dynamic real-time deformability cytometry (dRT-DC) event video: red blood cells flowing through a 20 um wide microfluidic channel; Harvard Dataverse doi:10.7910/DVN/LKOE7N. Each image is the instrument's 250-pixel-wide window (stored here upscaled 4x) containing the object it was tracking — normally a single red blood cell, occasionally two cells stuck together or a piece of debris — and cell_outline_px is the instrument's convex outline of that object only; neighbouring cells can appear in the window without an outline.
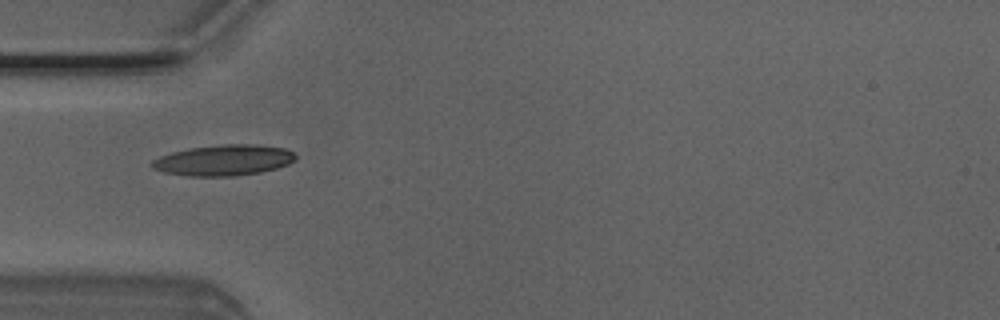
{"species": "Egyptian fruit bat (a non-hibernating species)", "species_latin": "Rousettus aegyptiacus", "temperature_condition": "room temperature", "stored_images_in_passage": 4, "camera_frame_rate_fps": 3000, "um_per_image_px": 0.085, "animal": {"sex": "male"}, "frame": {"image": 1, "passage_image": 4, "time_ms": 1.0, "image_size_px": [1000, 320], "cell_outline_px": [[296, 156], [288, 164], [276, 168], [260, 172], [232, 176], [188, 176], [164, 172], [152, 168], [148, 164], [152, 160], [160, 156], [172, 152], [188, 148], [224, 144], [260, 144], [284, 148], [292, 152]], "centroid_in_image_um": [18.97, 13.61], "position_along_channel_um": 66.0, "area_um2": 25.78}}